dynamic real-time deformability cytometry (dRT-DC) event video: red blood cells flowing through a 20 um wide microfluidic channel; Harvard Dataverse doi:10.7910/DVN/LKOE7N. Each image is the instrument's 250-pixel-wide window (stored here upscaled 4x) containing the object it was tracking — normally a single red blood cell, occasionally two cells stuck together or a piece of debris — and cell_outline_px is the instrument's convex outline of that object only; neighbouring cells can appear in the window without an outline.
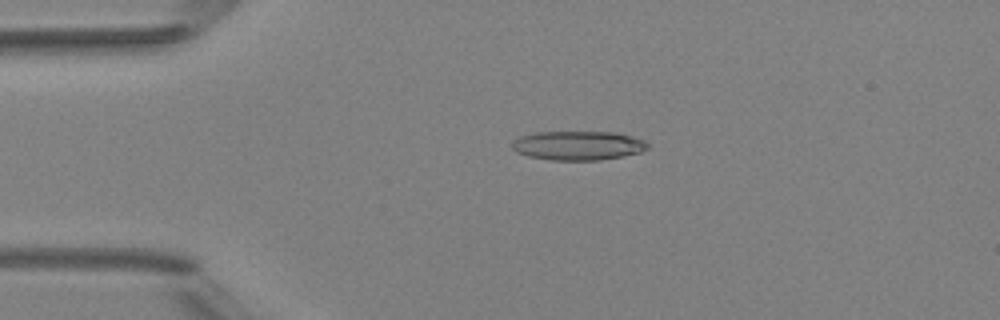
{"species": "Egyptian fruit bat (a non-hibernating species)", "species_latin": "Rousettus aegyptiacus", "temperature_condition": "room temperature", "stored_images_in_passage": 3, "camera_frame_rate_fps": 3000, "um_per_image_px": 0.085, "animal": {"sex": "female"}, "frame": {"image": 1, "passage_image": 2, "time_ms": 1.333, "image_size_px": [1000, 320], "cell_outline_px": [[648, 148], [640, 152], [624, 156], [600, 160], [552, 160], [528, 156], [516, 152], [512, 148], [512, 140], [520, 136], [536, 132], [616, 132], [632, 136], [644, 140], [648, 144]], "centroid_in_image_um": [49.13, 12.37], "position_along_channel_um": 35.9, "area_um2": 23.12}}